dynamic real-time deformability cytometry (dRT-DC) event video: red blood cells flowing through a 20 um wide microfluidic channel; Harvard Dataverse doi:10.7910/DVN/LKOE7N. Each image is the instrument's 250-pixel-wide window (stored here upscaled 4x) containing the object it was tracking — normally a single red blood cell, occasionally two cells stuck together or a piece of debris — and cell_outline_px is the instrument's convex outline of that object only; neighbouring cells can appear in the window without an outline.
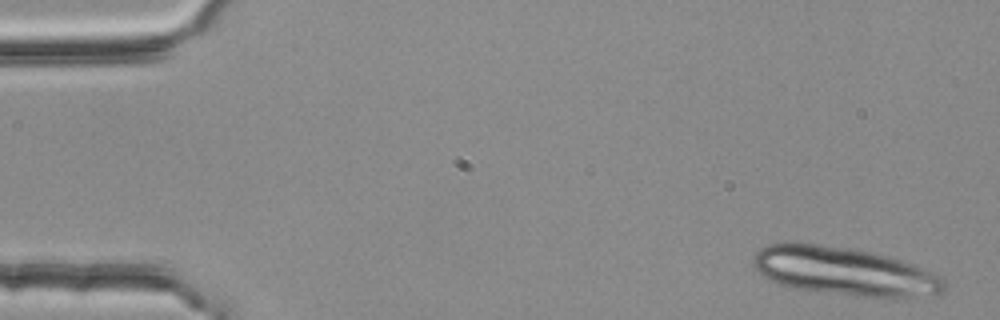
{"species": "common noctule bat (a hibernating species)", "species_latin": "Nyctalus noctula", "temperature_condition": "room temperature", "stored_images_in_passage": 4, "camera_frame_rate_fps": 3000, "um_per_image_px": 0.085, "animal": {"sex": "female", "body_mass_g": 25.1}, "frame": {"image": 1, "passage_image": 1, "time_ms": 0.0, "image_size_px": [1000, 320], "cell_outline_px": [[948, 280], [944, 288], [940, 292], [916, 296], [856, 296], [792, 288], [780, 284], [764, 276], [752, 264], [752, 256], [760, 248], [768, 244], [792, 240], [852, 248], [876, 252], [912, 264], [932, 272]], "centroid_in_image_um": [71.69, 23.01], "position_along_channel_um": 13.3, "area_um2": 53.87}}